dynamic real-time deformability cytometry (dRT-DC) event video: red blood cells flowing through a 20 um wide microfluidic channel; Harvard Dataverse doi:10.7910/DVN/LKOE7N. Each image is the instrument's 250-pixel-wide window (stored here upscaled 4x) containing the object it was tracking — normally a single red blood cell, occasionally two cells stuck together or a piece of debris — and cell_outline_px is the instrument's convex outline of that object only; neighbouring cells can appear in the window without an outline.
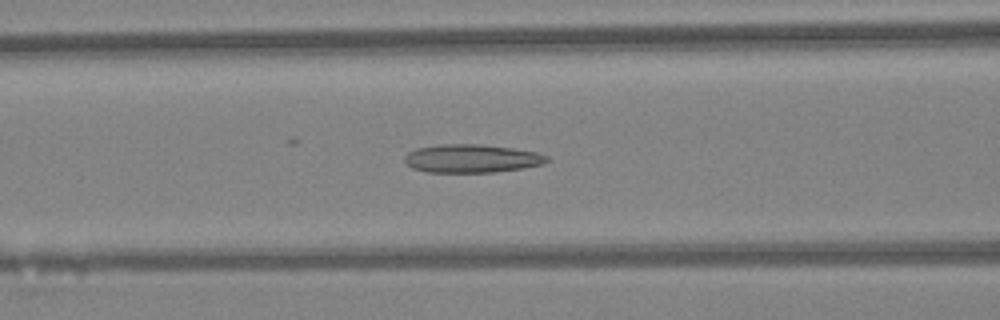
{"species": "Egyptian fruit bat (a non-hibernating species)", "species_latin": "Rousettus aegyptiacus", "temperature_condition": "warm", "stored_images_in_passage": 46, "camera_frame_rate_fps": 3000, "um_per_image_px": 0.085, "animal": {"sex": "female"}, "frame": {"image": 1, "passage_image": 18, "time_ms": 5.667, "image_size_px": [1000, 320], "cell_outline_px": [[548, 160], [544, 164], [524, 168], [492, 172], [428, 172], [412, 168], [404, 160], [404, 156], [408, 152], [416, 148], [440, 144], [480, 144], [512, 148], [536, 152], [548, 156]], "centroid_in_image_um": [40.09, 13.47], "position_along_channel_um": 126.5, "area_um2": 23.47}}
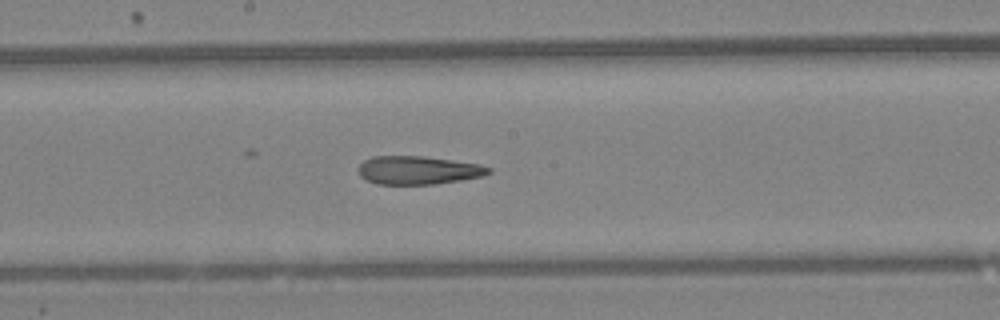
{"frame": {"image": 2, "passage_image": 24, "time_ms": 7.667, "image_size_px": [1000, 320], "cell_outline_px": [[492, 172], [484, 176], [436, 184], [376, 184], [364, 180], [360, 176], [356, 168], [364, 160], [372, 156], [424, 156], [480, 164], [492, 168]], "centroid_in_image_um": [35.52, 14.47], "position_along_channel_um": 212.7, "area_um2": 21.79}}
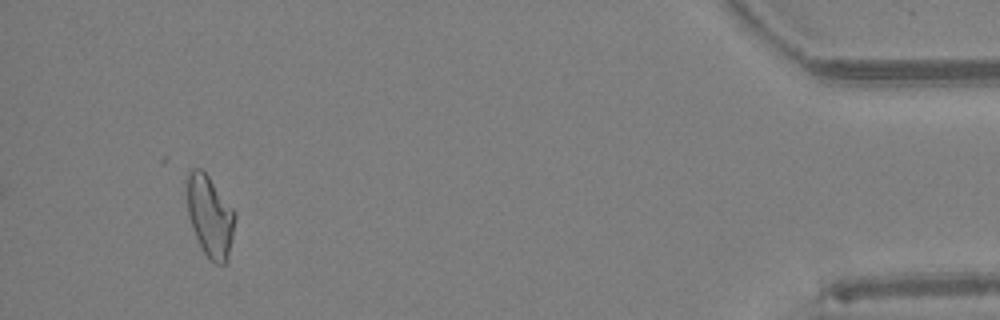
{"frame": {"image": 3, "passage_image": 43, "time_ms": 14.0, "image_size_px": [1000, 320], "cell_outline_px": [[236, 216], [232, 240], [228, 260], [224, 264], [216, 264], [204, 252], [192, 228], [188, 216], [184, 184], [188, 172], [192, 168], [200, 168], [208, 176], [236, 212]], "centroid_in_image_um": [17.82, 18.33], "position_along_channel_um": 417.4, "area_um2": 23.06}, "authors_computed_cell_mechanics": {"area_um2": 23.0044, "velocity_mm_per_s": 4.3358, "shape_relaxation_time_tau1_ms": null, "shape_relaxation_time_tau2_ms": 2.9722, "deformation_change_tau1": null, "deformation_change_tau2": 0.1175}}